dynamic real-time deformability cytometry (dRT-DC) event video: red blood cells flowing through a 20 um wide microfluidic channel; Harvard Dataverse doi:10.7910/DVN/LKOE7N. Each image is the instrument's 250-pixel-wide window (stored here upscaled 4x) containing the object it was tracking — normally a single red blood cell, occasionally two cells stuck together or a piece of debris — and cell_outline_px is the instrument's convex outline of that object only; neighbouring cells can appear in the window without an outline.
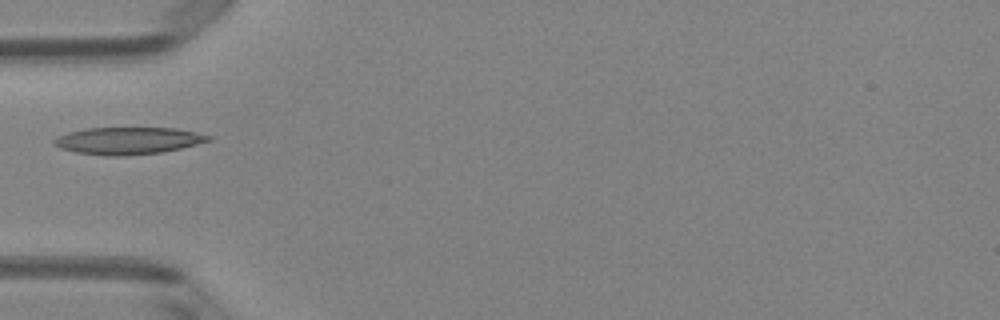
{"species": "Egyptian fruit bat (a non-hibernating species)", "species_latin": "Rousettus aegyptiacus", "temperature_condition": "room temperature", "stored_images_in_passage": 5, "camera_frame_rate_fps": 3000, "um_per_image_px": 0.085, "animal": {"sex": "female"}, "frame": {"image": 1, "passage_image": 5, "time_ms": 1.333, "image_size_px": [1000, 320], "cell_outline_px": [[212, 140], [180, 148], [160, 152], [120, 156], [104, 156], [76, 152], [60, 148], [52, 144], [52, 140], [68, 132], [84, 128], [176, 128], [196, 132], [212, 136]], "centroid_in_image_um": [10.86, 11.95], "position_along_channel_um": 74.1, "area_um2": 24.33}}